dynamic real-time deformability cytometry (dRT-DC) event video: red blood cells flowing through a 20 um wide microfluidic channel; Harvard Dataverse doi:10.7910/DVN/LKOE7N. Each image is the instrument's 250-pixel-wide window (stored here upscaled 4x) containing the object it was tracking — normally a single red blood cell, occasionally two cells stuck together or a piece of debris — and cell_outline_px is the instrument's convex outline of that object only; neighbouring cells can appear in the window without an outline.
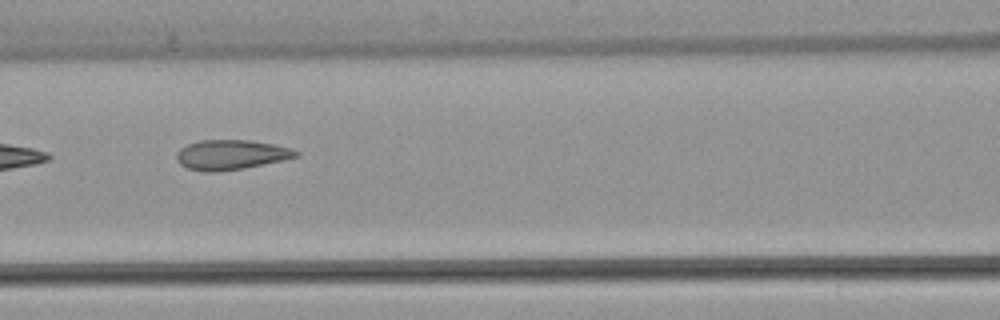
{"species": "common noctule bat (a hibernating species)", "species_latin": "Nyctalus noctula", "temperature_condition": "warm", "stored_images_in_passage": 8, "camera_frame_rate_fps": 3000, "um_per_image_px": 0.085, "animal": {"sex": "female", "body_mass_g": 22.7, "forearm_length_mm": 54.2}, "frame": {"image": 1, "passage_image": 6, "time_ms": 6.667, "image_size_px": [1000, 320], "cell_outline_px": [[300, 156], [284, 160], [244, 168], [216, 172], [200, 172], [188, 168], [180, 164], [176, 160], [176, 152], [180, 148], [188, 144], [200, 140], [252, 140], [292, 148], [300, 152]], "centroid_in_image_um": [19.64, 13.16], "position_along_channel_um": 147.0, "area_um2": 20.98}}
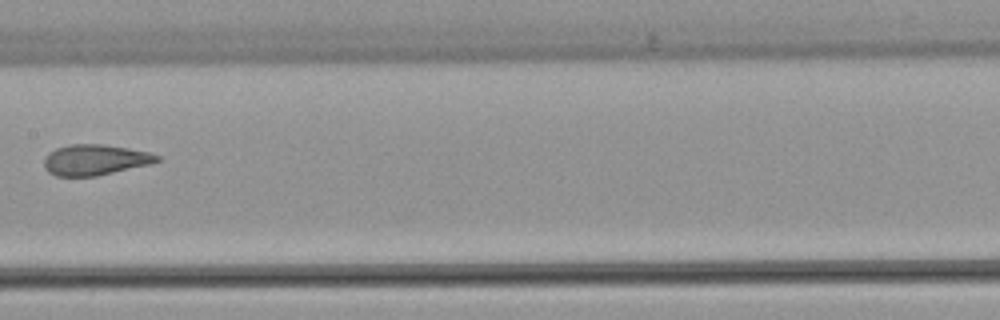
{"frame": {"image": 2, "passage_image": 7, "time_ms": 8.0, "image_size_px": [1000, 320], "cell_outline_px": [[160, 160], [152, 164], [96, 176], [56, 176], [48, 172], [44, 168], [44, 160], [48, 152], [56, 148], [72, 144], [100, 144], [128, 148], [148, 152], [160, 156]], "centroid_in_image_um": [8.07, 13.59], "position_along_channel_um": 199.3, "area_um2": 20.23}}
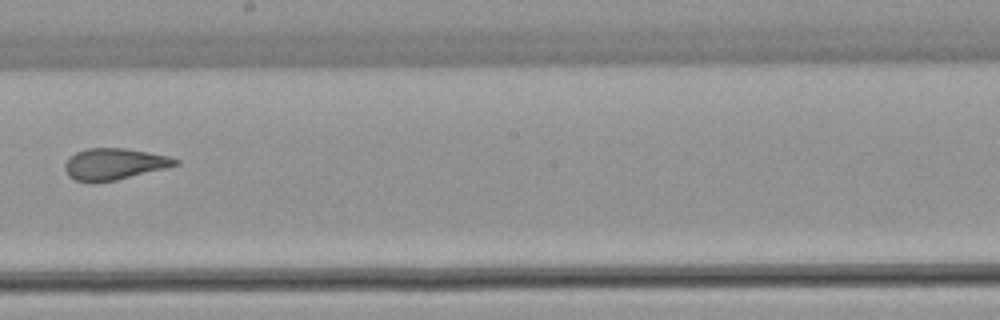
{"frame": {"image": 3, "passage_image": 8, "time_ms": 9.0, "image_size_px": [1000, 320], "cell_outline_px": [[180, 164], [116, 180], [92, 184], [76, 180], [68, 176], [64, 168], [64, 164], [76, 152], [88, 148], [124, 148], [148, 152], [168, 156], [180, 160]], "centroid_in_image_um": [9.69, 13.95], "position_along_channel_um": 238.5, "area_um2": 20.23}}